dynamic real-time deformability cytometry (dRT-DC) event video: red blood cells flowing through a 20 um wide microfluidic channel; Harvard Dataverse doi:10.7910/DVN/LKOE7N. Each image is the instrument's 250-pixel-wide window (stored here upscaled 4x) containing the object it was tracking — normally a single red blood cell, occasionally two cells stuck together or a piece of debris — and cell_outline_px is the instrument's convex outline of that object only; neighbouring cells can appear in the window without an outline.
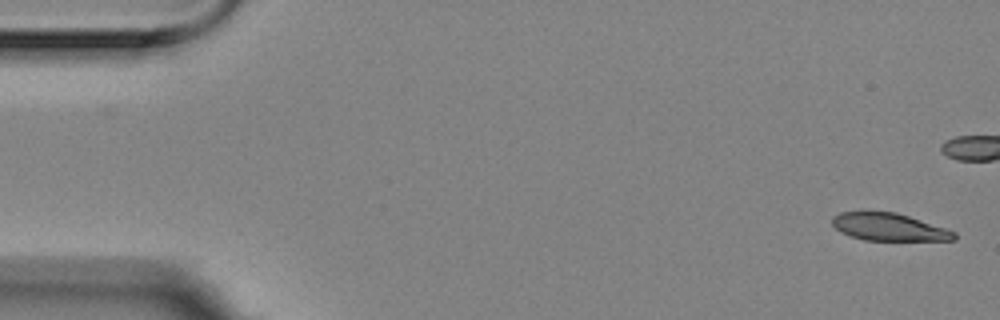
{"species": "Egyptian fruit bat (a non-hibernating species)", "species_latin": "Rousettus aegyptiacus", "temperature_condition": "room temperature", "stored_images_in_passage": 6, "camera_frame_rate_fps": 3000, "um_per_image_px": 0.085, "animal": {"sex": "female"}, "frame": {"image": 1, "passage_image": 1, "time_ms": 0.0, "image_size_px": [1000, 320], "cell_outline_px": [[956, 240], [864, 240], [840, 232], [832, 224], [832, 216], [840, 212], [896, 212], [956, 232]], "centroid_in_image_um": [75.54, 19.3], "position_along_channel_um": 9.5, "area_um2": 19.25}}
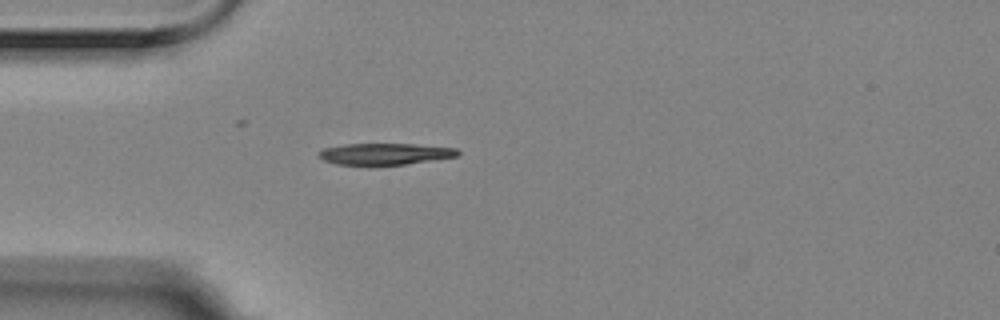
{"frame": {"image": 2, "passage_image": 6, "time_ms": 1.667, "image_size_px": [1000, 320], "cell_outline_px": [[460, 152], [456, 156], [404, 164], [336, 164], [324, 160], [320, 156], [320, 152], [324, 148], [344, 144], [412, 144], [456, 148]], "centroid_in_image_um": [32.72, 13.07], "position_along_channel_um": 52.3, "area_um2": 16.82}}